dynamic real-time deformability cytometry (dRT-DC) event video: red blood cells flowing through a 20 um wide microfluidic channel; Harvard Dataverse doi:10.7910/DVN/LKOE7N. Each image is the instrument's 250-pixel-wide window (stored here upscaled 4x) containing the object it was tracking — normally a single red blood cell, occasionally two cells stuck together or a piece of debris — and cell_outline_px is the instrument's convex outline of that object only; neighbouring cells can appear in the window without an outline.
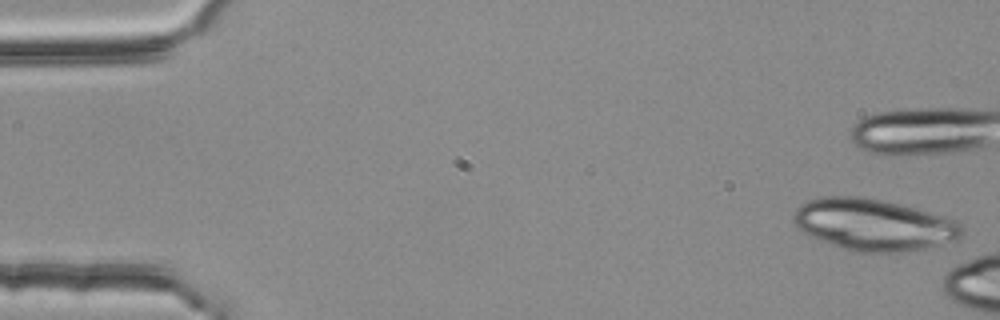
{"species": "common noctule bat (a hibernating species)", "species_latin": "Nyctalus noctula", "temperature_condition": "room temperature", "stored_images_in_passage": 7, "camera_frame_rate_fps": 3000, "um_per_image_px": 0.085, "animal": {"sex": "female", "body_mass_g": 25.1}, "frame": {"image": 1, "passage_image": 1, "time_ms": 0.0, "image_size_px": [1000, 320], "cell_outline_px": [[964, 236], [956, 240], [908, 252], [852, 252], [840, 248], [808, 236], [792, 220], [792, 212], [800, 204], [808, 200], [824, 196], [860, 196], [880, 200], [916, 208], [956, 220], [964, 228]], "centroid_in_image_um": [74.24, 19.11], "position_along_channel_um": 10.8, "area_um2": 50.98}}